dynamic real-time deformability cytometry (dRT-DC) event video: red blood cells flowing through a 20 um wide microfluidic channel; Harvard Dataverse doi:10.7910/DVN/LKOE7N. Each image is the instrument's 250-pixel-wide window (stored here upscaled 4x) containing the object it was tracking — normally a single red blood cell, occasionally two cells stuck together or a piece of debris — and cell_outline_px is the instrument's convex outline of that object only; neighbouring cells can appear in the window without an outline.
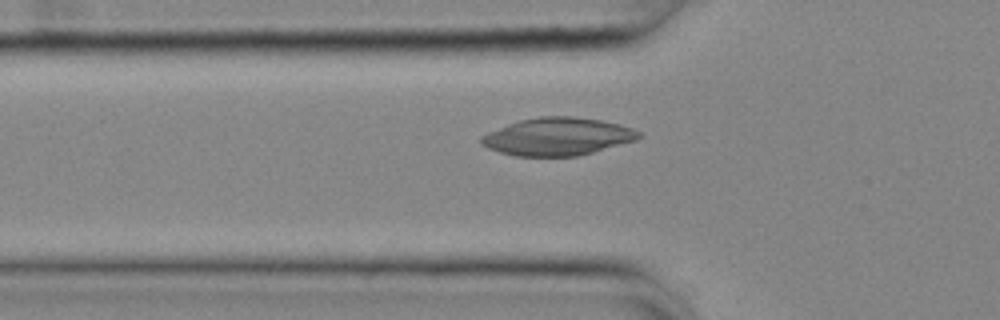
{"species": "common noctule bat (a hibernating species)", "species_latin": "Nyctalus noctula", "temperature_condition": "cold", "stored_images_in_passage": 55, "camera_frame_rate_fps": 3000, "um_per_image_px": 0.085, "animal": {"sex": "female", "body_mass_g": 25.1}, "frame": {"image": 1, "passage_image": 19, "time_ms": 6.0, "image_size_px": [1000, 320], "cell_outline_px": [[644, 136], [636, 140], [592, 152], [576, 156], [516, 156], [500, 152], [488, 148], [480, 144], [480, 136], [488, 132], [508, 124], [520, 120], [540, 116], [572, 116], [600, 120], [620, 124], [632, 128], [640, 132]], "centroid_in_image_um": [47.39, 11.6], "position_along_channel_um": 78.4, "area_um2": 34.56}}
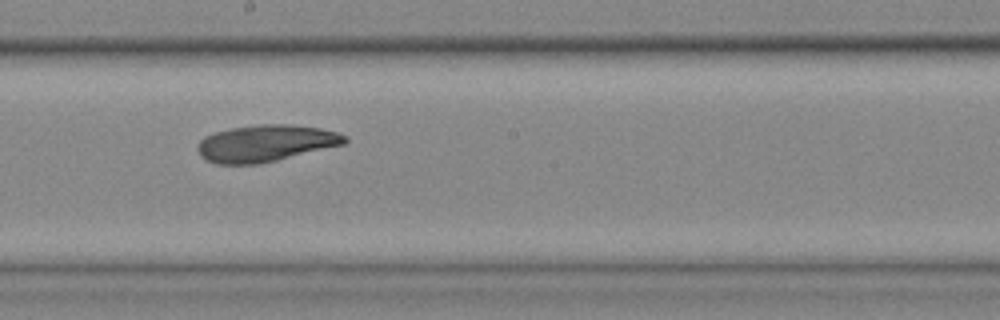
{"frame": {"image": 2, "passage_image": 31, "time_ms": 10.0, "image_size_px": [1000, 320], "cell_outline_px": [[348, 140], [344, 144], [276, 160], [256, 164], [216, 164], [200, 156], [196, 148], [200, 140], [204, 136], [216, 132], [232, 128], [260, 124], [288, 124], [320, 128], [336, 132], [348, 136]], "centroid_in_image_um": [22.57, 12.17], "position_along_channel_um": 225.6, "area_um2": 31.33}}
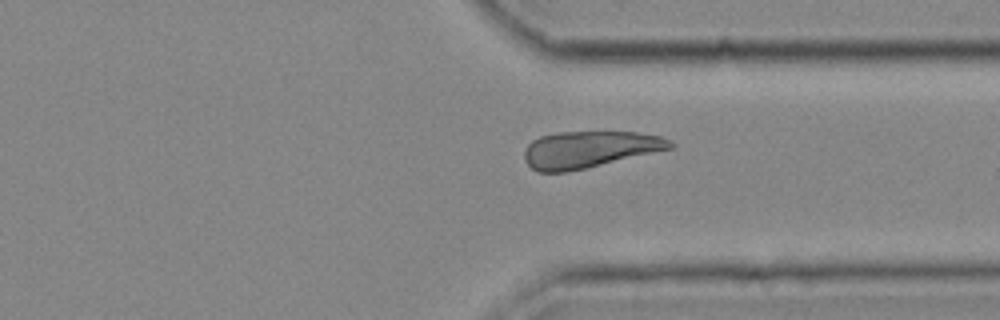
{"frame": {"image": 3, "passage_image": 42, "time_ms": 13.667, "image_size_px": [1000, 320], "cell_outline_px": [[676, 144], [672, 148], [588, 168], [568, 172], [536, 172], [524, 160], [524, 148], [532, 140], [540, 136], [560, 132], [636, 132], [660, 136], [672, 140]], "centroid_in_image_um": [50.08, 12.71], "position_along_channel_um": 361.3, "area_um2": 31.39}}